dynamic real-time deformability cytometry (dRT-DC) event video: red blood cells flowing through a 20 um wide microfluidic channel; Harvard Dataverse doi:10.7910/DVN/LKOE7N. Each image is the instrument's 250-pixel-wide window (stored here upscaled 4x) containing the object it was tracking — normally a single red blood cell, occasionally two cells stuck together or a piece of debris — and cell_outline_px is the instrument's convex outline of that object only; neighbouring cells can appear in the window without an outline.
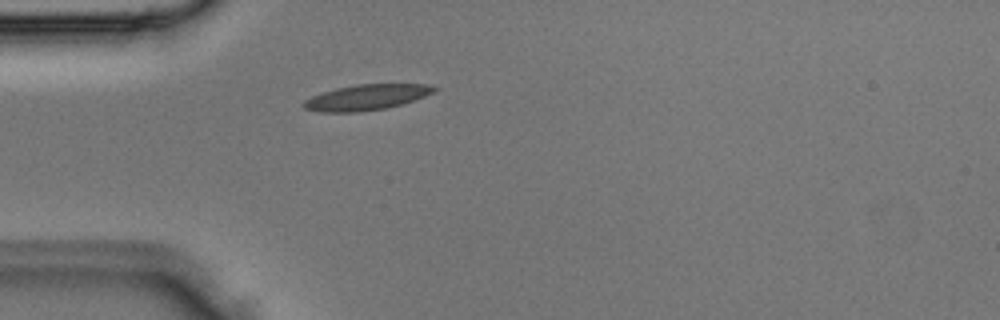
{"species": "Egyptian fruit bat (a non-hibernating species)", "species_latin": "Rousettus aegyptiacus", "temperature_condition": "room temperature", "stored_images_in_passage": 1, "camera_frame_rate_fps": 3000, "um_per_image_px": 0.085, "animal": {"sex": "male"}, "frame": {"image": 1, "passage_image": 1, "time_ms": 0.0, "image_size_px": [1000, 320], "cell_outline_px": [[440, 88], [424, 96], [400, 104], [384, 108], [360, 112], [320, 112], [304, 108], [300, 104], [304, 100], [312, 96], [336, 88], [356, 84], [432, 84]], "centroid_in_image_um": [31.12, 8.26], "position_along_channel_um": 53.9, "area_um2": 19.36}}